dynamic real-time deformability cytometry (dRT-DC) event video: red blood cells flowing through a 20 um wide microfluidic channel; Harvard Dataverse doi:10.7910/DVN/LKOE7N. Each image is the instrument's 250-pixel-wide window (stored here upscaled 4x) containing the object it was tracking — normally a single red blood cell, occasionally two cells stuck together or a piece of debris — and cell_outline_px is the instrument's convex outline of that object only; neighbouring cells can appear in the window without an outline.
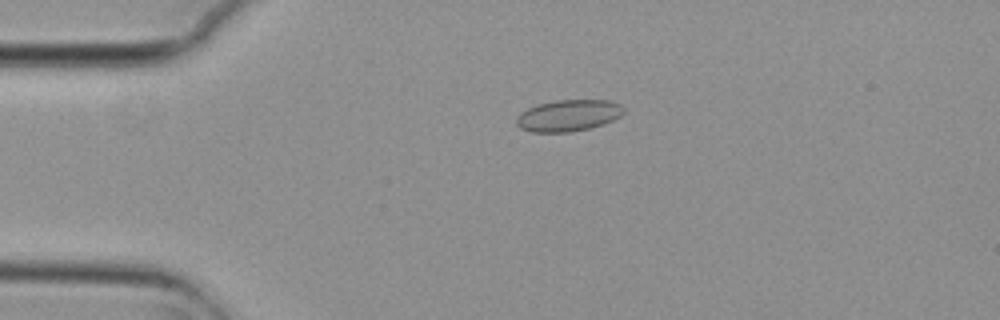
{"species": "common noctule bat (a hibernating species)", "species_latin": "Nyctalus noctula", "temperature_condition": "cold", "stored_images_in_passage": 2, "camera_frame_rate_fps": 3000, "um_per_image_px": 0.085, "animal": {"sex": "female", "body_mass_g": 29.2, "forearm_length_mm": 56.3}, "frame": {"image": 1, "passage_image": 1, "time_ms": 0.0, "image_size_px": [1000, 320], "cell_outline_px": [[624, 112], [620, 116], [604, 124], [572, 132], [532, 132], [520, 128], [516, 124], [516, 116], [520, 112], [536, 104], [556, 100], [608, 100], [620, 104], [624, 108]], "centroid_in_image_um": [48.28, 9.81], "position_along_channel_um": 36.7, "area_um2": 19.83}}